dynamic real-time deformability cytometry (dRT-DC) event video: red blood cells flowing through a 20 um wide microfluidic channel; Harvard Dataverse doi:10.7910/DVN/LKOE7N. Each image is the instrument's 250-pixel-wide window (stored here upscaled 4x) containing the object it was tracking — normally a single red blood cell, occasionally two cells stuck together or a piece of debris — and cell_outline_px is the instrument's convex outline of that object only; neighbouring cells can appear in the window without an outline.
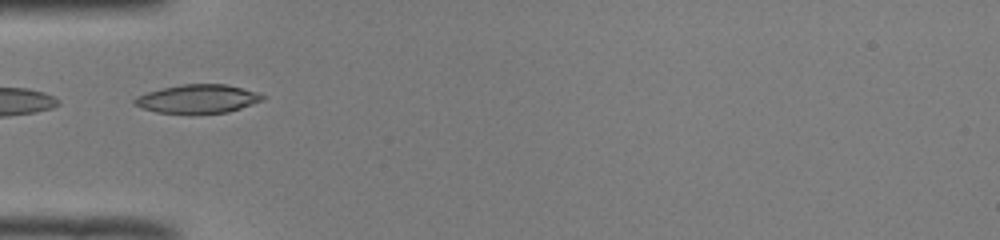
{"species": "common noctule bat (a hibernating species)", "species_latin": "Nyctalus noctula", "temperature_condition": "room temperature", "stored_images_in_passage": 35, "camera_frame_rate_fps": 3000, "um_per_image_px": 0.085, "animal": {"sex": "male", "body_mass_g": 19.0, "forearm_length_mm": 50.8}, "frame": {"image": 1, "passage_image": 1, "time_ms": 0.0, "image_size_px": [1000, 240], "cell_outline_px": [[264, 100], [228, 112], [192, 116], [156, 112], [144, 108], [136, 104], [132, 100], [136, 96], [148, 92], [164, 88], [184, 84], [224, 84], [256, 92], [264, 96]], "centroid_in_image_um": [16.79, 8.44], "position_along_channel_um": 68.2, "area_um2": 21.62}}
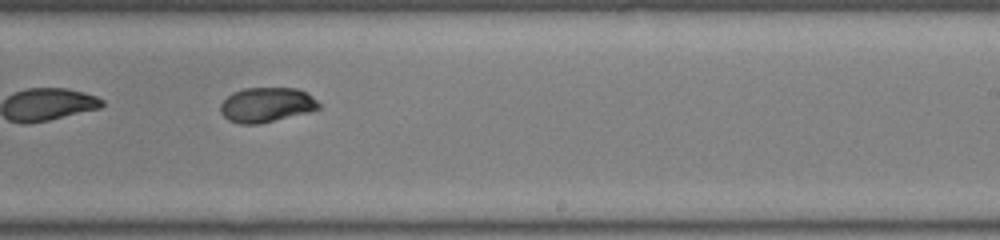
{"frame": {"image": 2, "passage_image": 16, "time_ms": 5.0, "image_size_px": [1000, 240], "cell_outline_px": [[320, 108], [308, 112], [256, 124], [240, 124], [228, 120], [220, 112], [220, 104], [232, 92], [244, 88], [296, 88], [312, 96], [320, 104]], "centroid_in_image_um": [22.62, 8.9], "position_along_channel_um": 266.4, "area_um2": 19.71}, "authors_computed_cell_mechanics": {"area_um2": 20.0566, "velocity_mm_per_s": 3.9808, "shape_relaxation_time_tau1_ms": 6.7495, "shape_relaxation_time_tau2_ms": null, "deformation_change_tau1": 0.2101, "deformation_change_tau2": null}}